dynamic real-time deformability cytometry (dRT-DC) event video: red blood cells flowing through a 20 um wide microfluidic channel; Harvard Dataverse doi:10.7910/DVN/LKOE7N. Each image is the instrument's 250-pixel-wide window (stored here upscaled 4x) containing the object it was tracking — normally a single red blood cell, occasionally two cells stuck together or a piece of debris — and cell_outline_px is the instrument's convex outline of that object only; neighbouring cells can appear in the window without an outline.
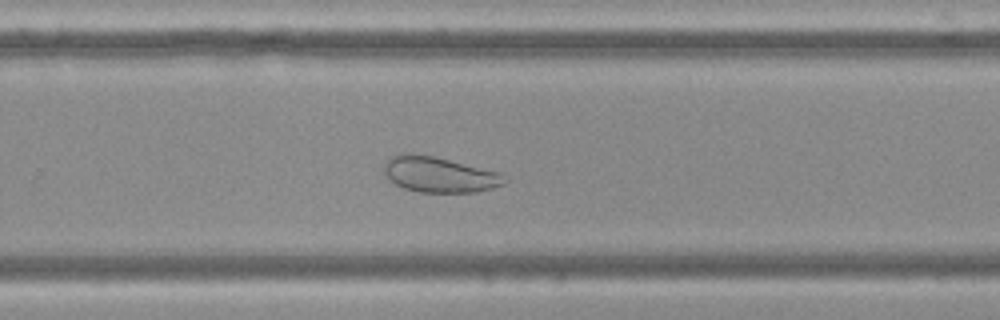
{"species": "Egyptian fruit bat (a non-hibernating species)", "species_latin": "Rousettus aegyptiacus", "temperature_condition": "cold", "stored_images_in_passage": 48, "camera_frame_rate_fps": 3000, "um_per_image_px": 0.085, "frame": {"image": 1, "passage_image": 31, "time_ms": 10.0, "image_size_px": [1000, 320], "cell_outline_px": [[508, 180], [504, 184], [492, 188], [476, 192], [420, 192], [404, 188], [396, 184], [384, 176], [384, 160], [392, 156], [404, 152], [432, 156], [500, 172]], "centroid_in_image_um": [37.31, 14.83], "position_along_channel_um": 292.5, "area_um2": 24.97}}
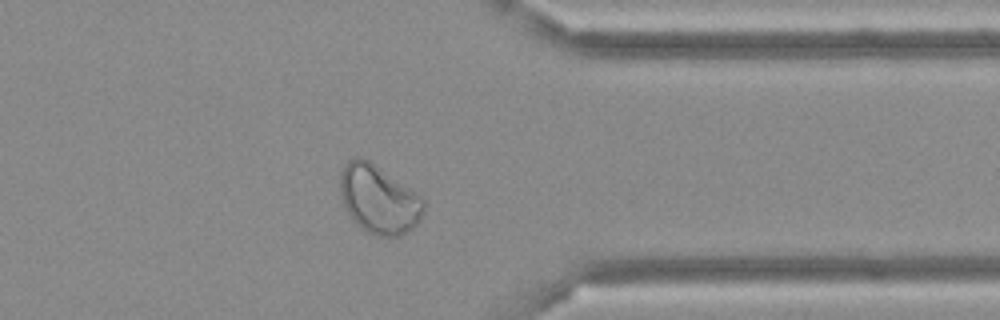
{"frame": {"image": 2, "passage_image": 38, "time_ms": 12.333, "image_size_px": [1000, 320], "cell_outline_px": [[424, 212], [416, 224], [412, 228], [400, 236], [376, 236], [360, 228], [352, 220], [344, 208], [340, 192], [340, 168], [348, 160], [356, 156], [360, 156], [368, 160], [424, 196]], "centroid_in_image_um": [32.18, 16.93], "position_along_channel_um": 379.2, "area_um2": 33.81}}
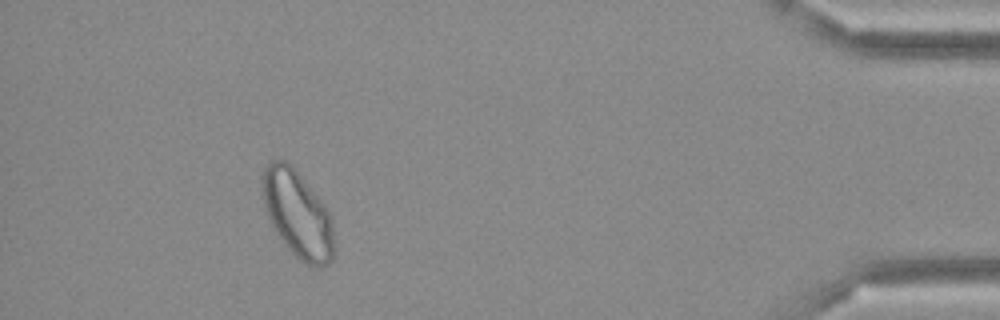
{"frame": {"image": 3, "passage_image": 44, "time_ms": 14.333, "image_size_px": [1000, 320], "cell_outline_px": [[336, 252], [332, 260], [328, 264], [320, 268], [316, 268], [300, 260], [280, 240], [272, 228], [264, 204], [260, 180], [260, 176], [264, 168], [272, 160], [280, 156], [292, 164], [328, 212], [332, 220], [336, 248]], "centroid_in_image_um": [25.28, 18.2], "position_along_channel_um": 409.9, "area_um2": 36.93}}